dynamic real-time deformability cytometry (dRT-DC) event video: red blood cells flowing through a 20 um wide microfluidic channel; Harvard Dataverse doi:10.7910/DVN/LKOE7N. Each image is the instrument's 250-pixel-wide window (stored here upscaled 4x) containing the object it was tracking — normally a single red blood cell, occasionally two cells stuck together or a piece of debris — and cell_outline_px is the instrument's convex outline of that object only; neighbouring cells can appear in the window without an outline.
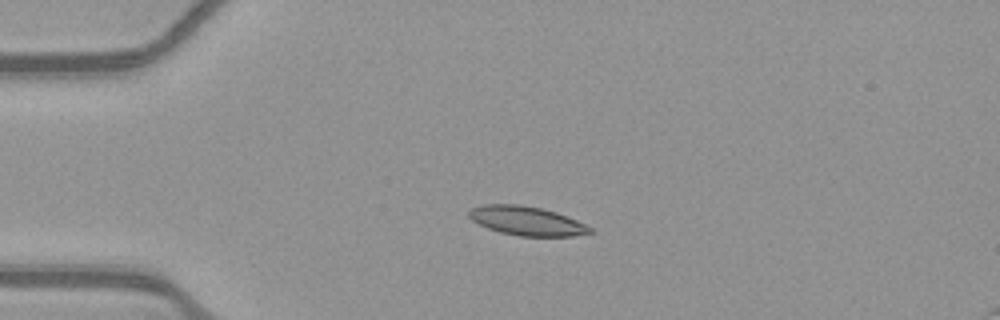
{"species": "common noctule bat (a hibernating species)", "species_latin": "Nyctalus noctula", "temperature_condition": "warm", "stored_images_in_passage": 41, "camera_frame_rate_fps": 3000, "um_per_image_px": 0.085, "animal": {"sex": "female", "body_mass_g": 21.9}, "frame": {"image": 1, "passage_image": 1, "time_ms": 0.0, "image_size_px": [1000, 320], "cell_outline_px": [[596, 232], [572, 236], [520, 236], [500, 232], [488, 228], [472, 220], [468, 216], [468, 212], [472, 208], [484, 204], [520, 204], [540, 208], [556, 212], [576, 220], [592, 228]], "centroid_in_image_um": [44.77, 18.77], "position_along_channel_um": 40.2, "area_um2": 20.4}}
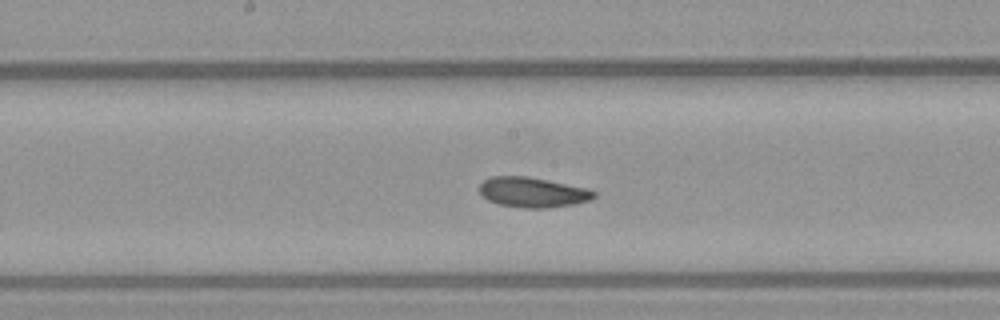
{"frame": {"image": 2, "passage_image": 16, "time_ms": 5.0, "image_size_px": [1000, 320], "cell_outline_px": [[596, 196], [592, 200], [576, 204], [548, 208], [520, 208], [500, 204], [488, 200], [480, 192], [480, 184], [484, 180], [492, 176], [528, 176], [588, 188], [596, 192]], "centroid_in_image_um": [45.32, 16.35], "position_along_channel_um": 202.9, "area_um2": 20.23}}
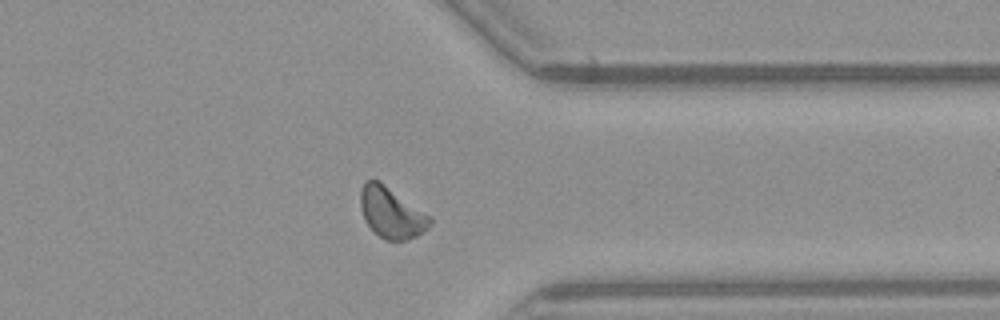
{"frame": {"image": 3, "passage_image": 30, "time_ms": 9.667, "image_size_px": [1000, 320], "cell_outline_px": [[432, 224], [428, 228], [416, 236], [408, 240], [384, 240], [372, 232], [364, 220], [360, 208], [360, 188], [364, 180], [372, 176], [380, 180], [432, 216]], "centroid_in_image_um": [33.24, 18.04], "position_along_channel_um": 378.2, "area_um2": 21.44}, "authors_computed_cell_mechanics": {"area_um2": 19.9988, "velocity_mm_per_s": 3.8766, "shape_relaxation_time_tau1_ms": 6.4675, "shape_relaxation_time_tau2_ms": 5.1333, "deformation_change_tau1": 0.1678, "deformation_change_tau2": 0.1153}}